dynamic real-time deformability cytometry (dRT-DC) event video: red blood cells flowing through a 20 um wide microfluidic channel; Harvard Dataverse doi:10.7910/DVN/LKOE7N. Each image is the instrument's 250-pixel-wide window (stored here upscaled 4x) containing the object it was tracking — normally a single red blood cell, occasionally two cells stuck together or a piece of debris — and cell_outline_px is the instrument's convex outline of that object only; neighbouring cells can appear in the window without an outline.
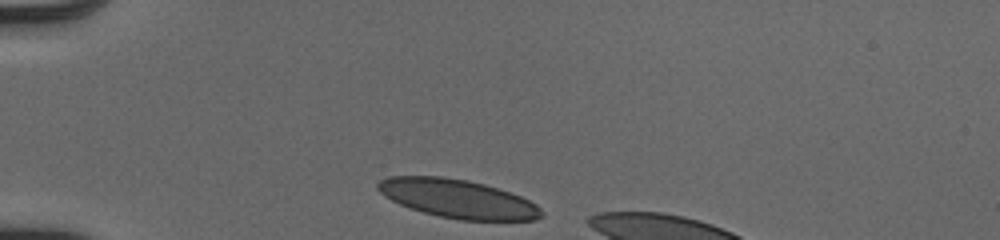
{"species": "human", "species_latin": "Homo sapiens", "temperature_condition": "cold", "stored_images_in_passage": 31, "camera_frame_rate_fps": 3000, "um_per_image_px": 0.085, "donor": {"sex": "male"}, "frame": {"image": 1, "passage_image": 1, "time_ms": 0.0, "image_size_px": [1000, 240], "cell_outline_px": [[544, 216], [536, 220], [460, 220], [440, 216], [424, 212], [400, 204], [384, 196], [376, 188], [376, 184], [380, 180], [388, 176], [444, 176], [468, 180], [484, 184], [520, 196], [536, 204], [544, 212]], "centroid_in_image_um": [38.91, 16.88], "position_along_channel_um": 46.1, "area_um2": 36.7}}
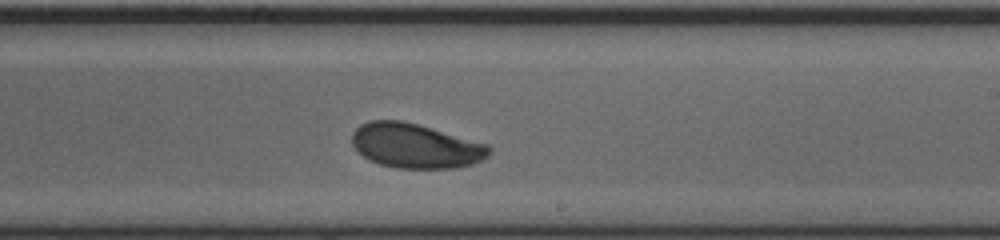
{"frame": {"image": 2, "passage_image": 19, "time_ms": 6.0, "image_size_px": [1000, 240], "cell_outline_px": [[492, 152], [488, 156], [472, 164], [456, 168], [396, 168], [380, 164], [364, 156], [352, 144], [352, 132], [360, 124], [368, 120], [400, 120], [416, 124], [488, 144], [492, 148]], "centroid_in_image_um": [35.32, 12.39], "position_along_channel_um": 253.7, "area_um2": 35.43}}
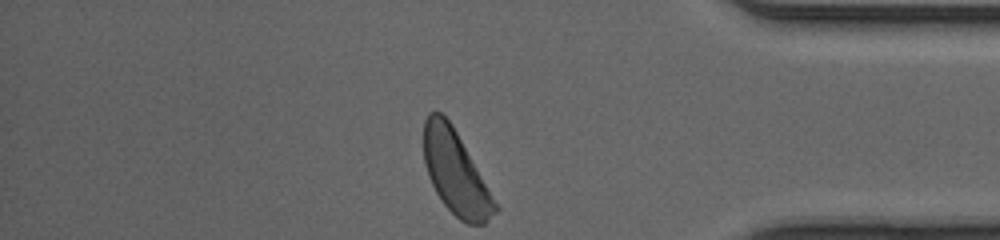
{"frame": {"image": 3, "passage_image": 31, "time_ms": 10.0, "image_size_px": [1000, 240], "cell_outline_px": [[500, 208], [484, 224], [468, 224], [460, 220], [440, 200], [428, 176], [424, 164], [424, 120], [428, 112], [440, 112], [452, 124]], "centroid_in_image_um": [38.72, 14.68], "position_along_channel_um": 396.5, "area_um2": 34.39}, "authors_computed_cell_mechanics": {"area_um2": 36.3562, "velocity_mm_per_s": 4.0624, "shape_relaxation_time_tau1_ms": 2.6888, "shape_relaxation_time_tau2_ms": null, "deformation_change_tau1": 0.1023, "deformation_change_tau2": null}}